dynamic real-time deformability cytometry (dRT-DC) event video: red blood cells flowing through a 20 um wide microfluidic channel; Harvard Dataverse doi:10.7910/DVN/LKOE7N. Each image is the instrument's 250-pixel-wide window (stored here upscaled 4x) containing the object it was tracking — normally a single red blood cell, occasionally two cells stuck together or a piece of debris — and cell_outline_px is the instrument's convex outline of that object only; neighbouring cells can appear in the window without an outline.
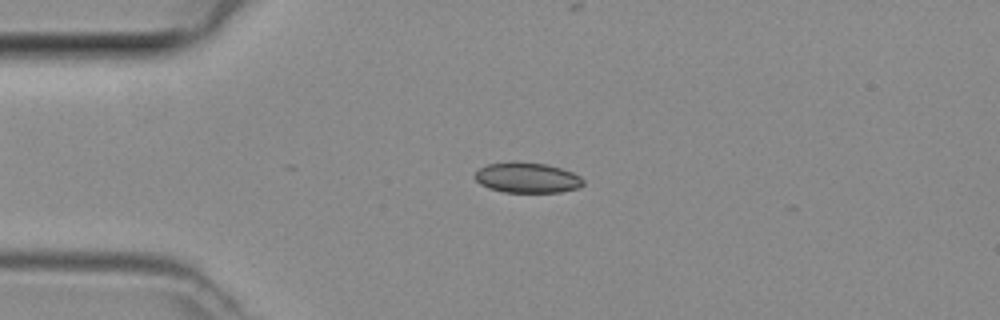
{"species": "common noctule bat (a hibernating species)", "species_latin": "Nyctalus noctula", "temperature_condition": "room temperature", "stored_images_in_passage": 38, "camera_frame_rate_fps": 3000, "um_per_image_px": 0.085, "animal": {"sex": "female", "body_mass_g": 29.2, "forearm_length_mm": 56.3}, "frame": {"image": 1, "passage_image": 11, "time_ms": 3.333, "image_size_px": [1000, 320], "cell_outline_px": [[584, 184], [576, 188], [560, 192], [504, 192], [488, 188], [480, 184], [472, 176], [480, 168], [488, 164], [516, 160], [548, 164], [572, 172], [580, 176], [584, 180]], "centroid_in_image_um": [44.78, 15.08], "position_along_channel_um": 40.2, "area_um2": 19.42}}
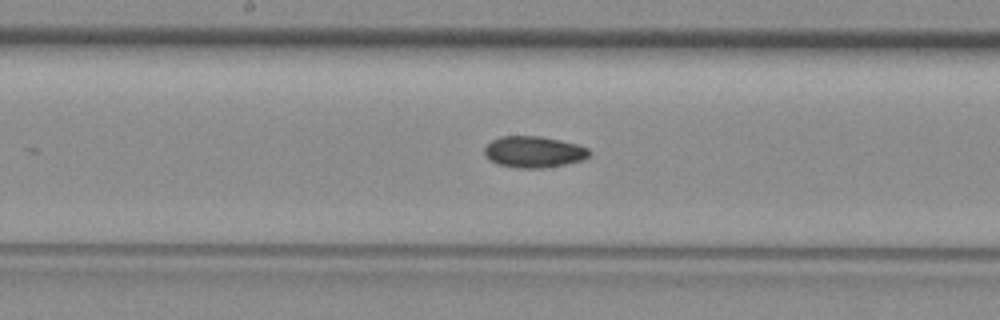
{"frame": {"image": 2, "passage_image": 24, "time_ms": 7.667, "image_size_px": [1000, 320], "cell_outline_px": [[592, 152], [584, 160], [544, 168], [520, 168], [500, 164], [484, 156], [484, 148], [492, 140], [500, 136], [540, 136], [560, 140], [576, 144], [588, 148]], "centroid_in_image_um": [45.39, 12.9], "position_along_channel_um": 202.8, "area_um2": 19.07}}
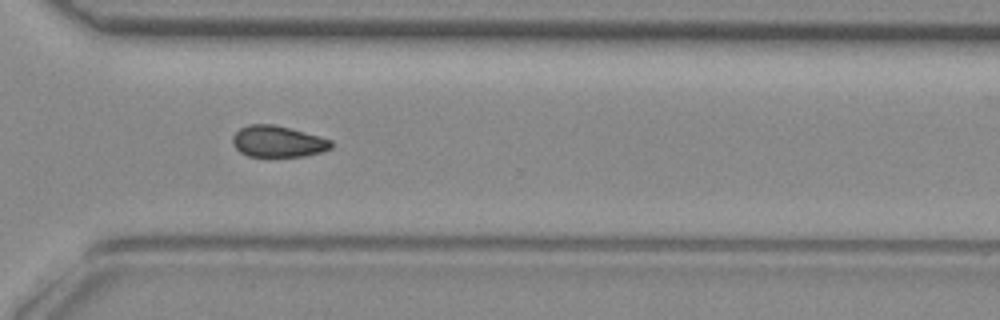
{"frame": {"image": 3, "passage_image": 34, "time_ms": 11.0, "image_size_px": [1000, 320], "cell_outline_px": [[332, 148], [320, 152], [304, 156], [248, 156], [240, 152], [232, 144], [232, 136], [240, 128], [248, 124], [272, 124], [304, 132], [332, 140]], "centroid_in_image_um": [23.59, 12.02], "position_along_channel_um": 347.0, "area_um2": 17.86}}